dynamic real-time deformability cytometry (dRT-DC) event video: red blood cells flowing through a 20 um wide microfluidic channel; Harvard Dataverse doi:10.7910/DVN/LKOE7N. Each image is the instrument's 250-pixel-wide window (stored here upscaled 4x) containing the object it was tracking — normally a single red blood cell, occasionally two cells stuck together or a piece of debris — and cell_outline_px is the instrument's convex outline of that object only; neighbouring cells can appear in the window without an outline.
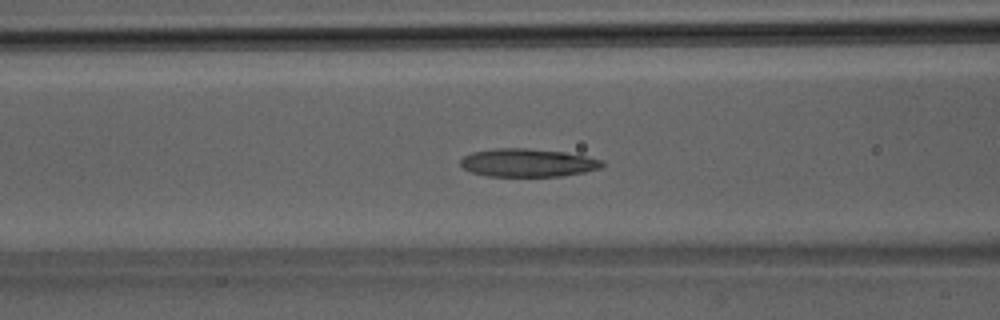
{"species": "Egyptian fruit bat (a non-hibernating species)", "species_latin": "Rousettus aegyptiacus", "temperature_condition": "room temperature", "stored_images_in_passage": 38, "camera_frame_rate_fps": 3000, "um_per_image_px": 0.085, "animal": {"sex": "male"}, "frame": {"image": 1, "passage_image": 15, "time_ms": 4.667, "image_size_px": [1000, 320], "cell_outline_px": [[604, 164], [600, 168], [584, 172], [564, 176], [488, 176], [472, 172], [464, 168], [460, 164], [460, 160], [464, 156], [472, 152], [492, 148], [528, 148], [564, 152], [604, 160]], "centroid_in_image_um": [44.85, 13.83], "position_along_channel_um": 121.7, "area_um2": 23.24}}
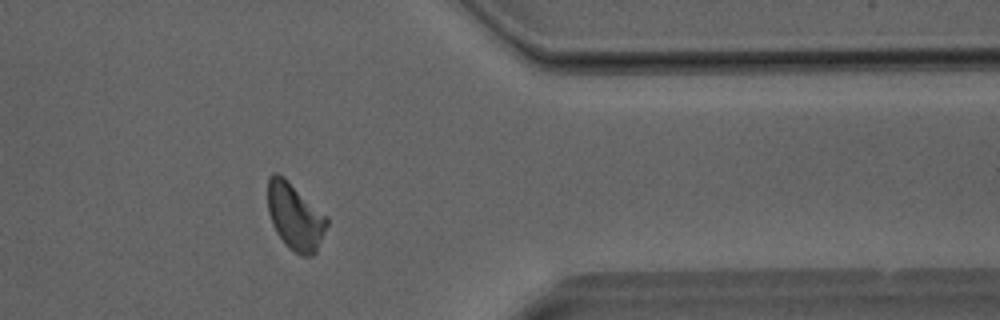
{"frame": {"image": 2, "passage_image": 31, "time_ms": 10.0, "image_size_px": [1000, 320], "cell_outline_px": [[328, 224], [316, 252], [312, 256], [304, 256], [296, 252], [284, 244], [276, 232], [272, 224], [268, 212], [268, 176], [272, 172], [276, 172], [284, 176], [328, 216]], "centroid_in_image_um": [25.08, 18.38], "position_along_channel_um": 386.3, "area_um2": 23.24}}
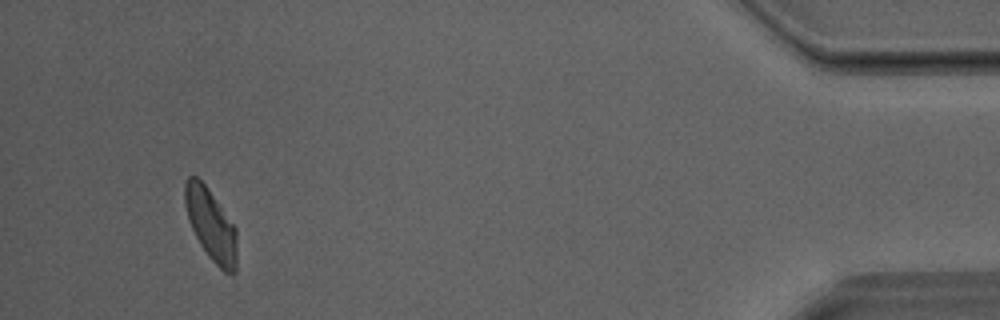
{"frame": {"image": 3, "passage_image": 36, "time_ms": 11.667, "image_size_px": [1000, 320], "cell_outline_px": [[236, 272], [232, 276], [224, 272], [208, 256], [200, 244], [188, 220], [184, 204], [184, 184], [188, 176], [196, 176], [208, 188], [236, 228]], "centroid_in_image_um": [17.92, 19.11], "position_along_channel_um": 417.3, "area_um2": 21.73}}